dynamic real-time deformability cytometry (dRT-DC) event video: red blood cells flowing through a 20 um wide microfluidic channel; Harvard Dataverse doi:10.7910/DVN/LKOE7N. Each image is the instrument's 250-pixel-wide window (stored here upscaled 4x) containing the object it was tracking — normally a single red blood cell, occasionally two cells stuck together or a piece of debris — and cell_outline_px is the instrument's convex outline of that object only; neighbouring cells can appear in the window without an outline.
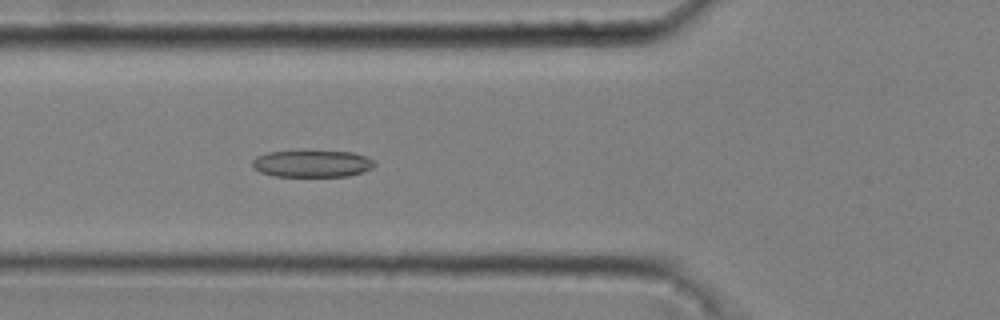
{"species": "common noctule bat (a hibernating species)", "species_latin": "Nyctalus noctula", "temperature_condition": "cold", "stored_images_in_passage": 44, "camera_frame_rate_fps": 3000, "um_per_image_px": 0.085, "animal": {"sex": "male", "body_mass_g": 20.4}, "frame": {"image": 1, "passage_image": 11, "time_ms": 3.333, "image_size_px": [1000, 320], "cell_outline_px": [[376, 164], [372, 168], [348, 176], [272, 176], [260, 172], [252, 168], [252, 160], [256, 156], [268, 152], [352, 152], [368, 156], [376, 160]], "centroid_in_image_um": [26.53, 13.92], "position_along_channel_um": 99.3, "area_um2": 19.07}}
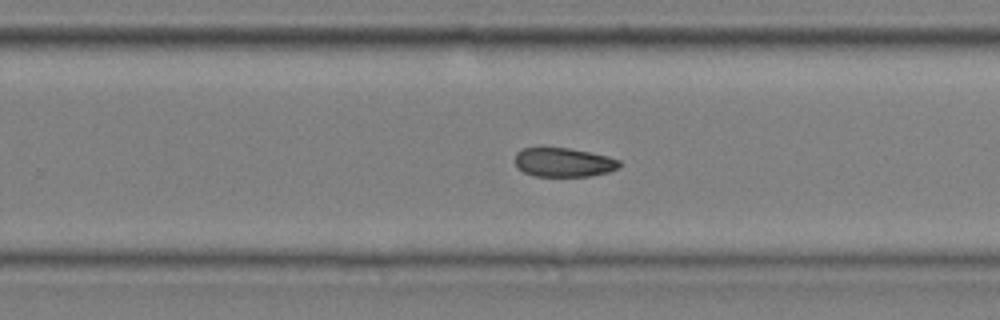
{"frame": {"image": 2, "passage_image": 26, "time_ms": 8.333, "image_size_px": [1000, 320], "cell_outline_px": [[620, 168], [608, 172], [588, 176], [532, 176], [516, 168], [516, 152], [524, 148], [540, 144], [568, 148], [592, 152], [608, 156], [620, 160]], "centroid_in_image_um": [47.86, 13.76], "position_along_channel_um": 281.9, "area_um2": 18.38}}
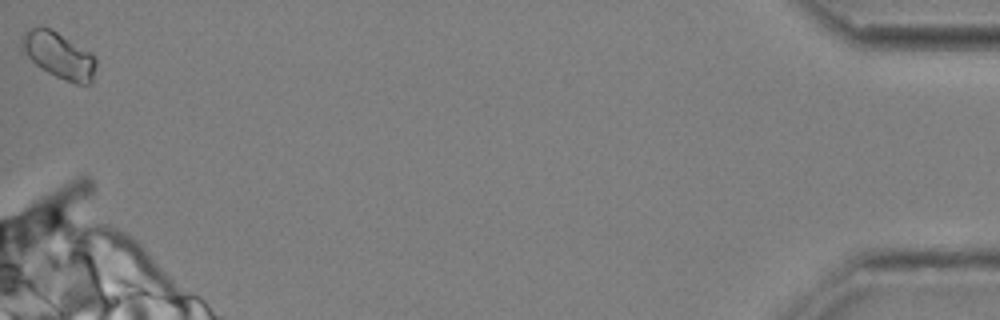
{"frame": {"image": 3, "passage_image": 44, "time_ms": 14.333, "image_size_px": [1000, 320], "cell_outline_px": [[96, 68], [92, 80], [88, 84], [76, 84], [64, 80], [48, 72], [36, 64], [20, 48], [20, 36], [24, 32], [32, 28], [52, 28], [92, 52], [96, 56]], "centroid_in_image_um": [5.02, 4.68], "position_along_channel_um": 430.2, "area_um2": 20.17}}